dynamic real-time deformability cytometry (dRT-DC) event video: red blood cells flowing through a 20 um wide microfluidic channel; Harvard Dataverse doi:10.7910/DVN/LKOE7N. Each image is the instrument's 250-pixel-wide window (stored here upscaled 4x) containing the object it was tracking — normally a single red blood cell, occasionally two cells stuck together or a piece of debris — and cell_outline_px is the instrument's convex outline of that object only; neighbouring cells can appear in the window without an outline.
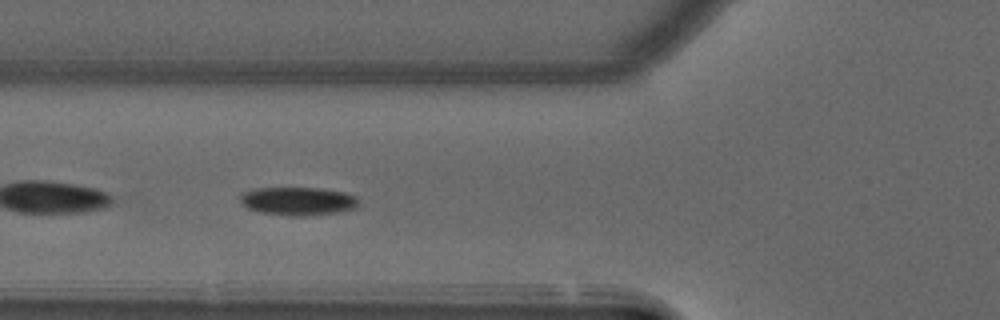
{"species": "common noctule bat (a hibernating species)", "species_latin": "Nyctalus noctula", "temperature_condition": "warm", "stored_images_in_passage": 31, "camera_frame_rate_fps": 3000, "um_per_image_px": 0.085, "animal": {"sex": "male", "forearm_length_mm": 52.5}, "frame": {"image": 1, "passage_image": 8, "time_ms": 2.333, "image_size_px": [1000, 320], "cell_outline_px": [[360, 204], [356, 208], [336, 212], [304, 216], [292, 216], [260, 212], [248, 208], [240, 204], [240, 196], [244, 192], [256, 188], [320, 188], [344, 192], [356, 196]], "centroid_in_image_um": [25.33, 17.09], "position_along_channel_um": 100.5, "area_um2": 19.54}}
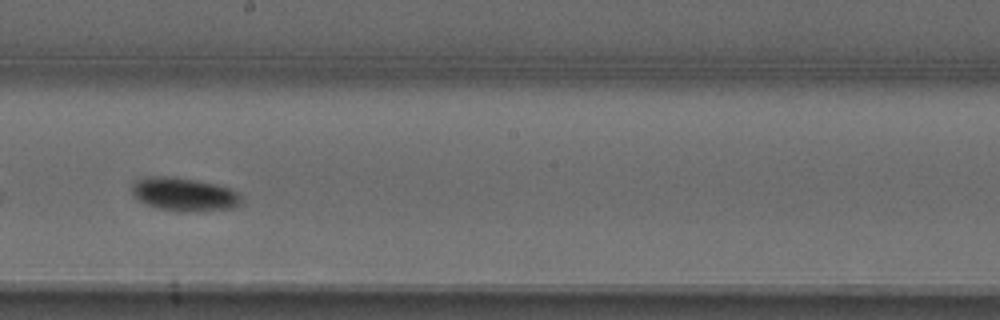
{"frame": {"image": 2, "passage_image": 18, "time_ms": 5.667, "image_size_px": [1000, 320], "cell_outline_px": [[240, 204], [232, 208], [184, 212], [180, 212], [156, 208], [140, 200], [132, 192], [132, 184], [136, 180], [144, 176], [168, 176], [196, 180], [216, 184], [228, 188], [236, 192], [240, 196]], "centroid_in_image_um": [15.62, 16.51], "position_along_channel_um": 232.6, "area_um2": 21.1}}
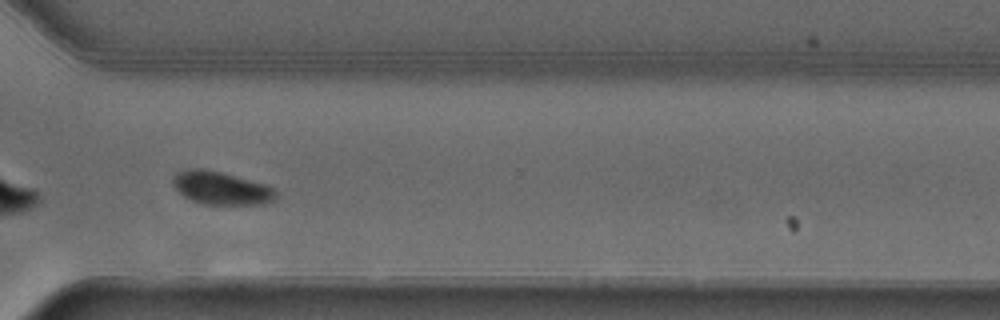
{"frame": {"image": 3, "passage_image": 27, "time_ms": 8.667, "image_size_px": [1000, 320], "cell_outline_px": [[276, 200], [264, 204], [204, 204], [192, 200], [184, 196], [176, 188], [172, 180], [176, 172], [188, 168], [204, 168], [220, 172], [264, 184], [272, 188], [276, 192]], "centroid_in_image_um": [18.79, 15.98], "position_along_channel_um": 351.8, "area_um2": 19.59}, "authors_computed_cell_mechanics": {"area_um2": 20.1144, "velocity_mm_per_s": 3.9639, "shape_relaxation_time_tau1_ms": 4.0688, "shape_relaxation_time_tau2_ms": null, "deformation_change_tau1": 0.0921, "deformation_change_tau2": null}}